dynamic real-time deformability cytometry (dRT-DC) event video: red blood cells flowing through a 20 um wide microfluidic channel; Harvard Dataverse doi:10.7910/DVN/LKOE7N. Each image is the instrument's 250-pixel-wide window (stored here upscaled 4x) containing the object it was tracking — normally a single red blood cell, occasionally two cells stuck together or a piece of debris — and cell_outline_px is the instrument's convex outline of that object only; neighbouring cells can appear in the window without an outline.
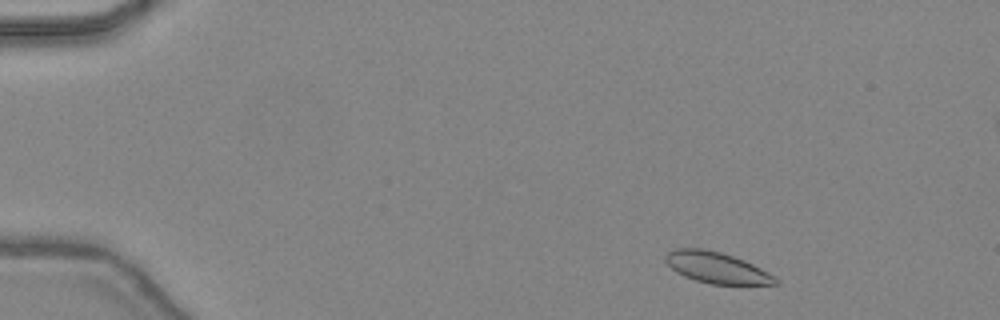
{"species": "common noctule bat (a hibernating species)", "species_latin": "Nyctalus noctula", "temperature_condition": "warm", "stored_images_in_passage": 44, "camera_frame_rate_fps": 3000, "um_per_image_px": 0.085, "animal": {"sex": "female", "body_mass_g": 24.6, "forearm_length_mm": 56.2}, "frame": {"image": 1, "passage_image": 3, "time_ms": 0.667, "image_size_px": [1000, 320], "cell_outline_px": [[780, 284], [712, 284], [696, 280], [684, 276], [676, 272], [664, 260], [664, 256], [668, 252], [676, 248], [704, 248], [720, 252], [744, 260], [776, 276], [780, 280]], "centroid_in_image_um": [60.92, 22.75], "position_along_channel_um": 24.1, "area_um2": 19.88}}
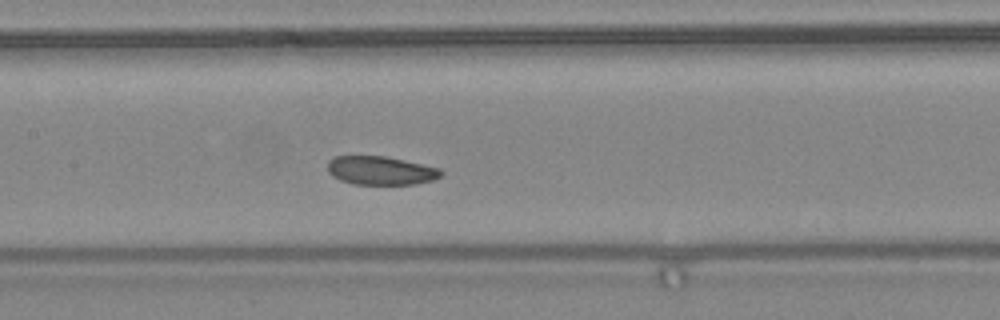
{"frame": {"image": 2, "passage_image": 20, "time_ms": 6.333, "image_size_px": [1000, 320], "cell_outline_px": [[444, 172], [440, 176], [432, 180], [412, 184], [352, 184], [340, 180], [332, 176], [328, 172], [328, 160], [336, 156], [384, 156], [404, 160], [440, 168]], "centroid_in_image_um": [32.34, 14.49], "position_along_channel_um": 175.1, "area_um2": 18.84}}
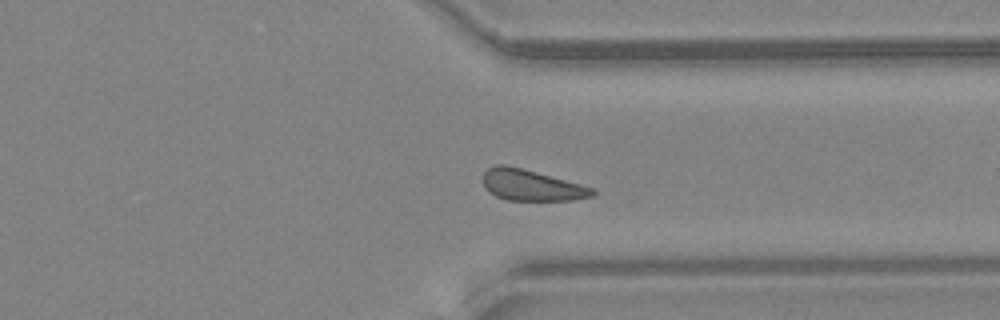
{"frame": {"image": 3, "passage_image": 33, "time_ms": 10.667, "image_size_px": [1000, 320], "cell_outline_px": [[596, 192], [592, 196], [572, 200], [508, 200], [496, 196], [488, 192], [484, 188], [480, 180], [484, 172], [488, 168], [496, 164], [504, 164], [536, 172], [580, 184], [592, 188]], "centroid_in_image_um": [45.08, 15.74], "position_along_channel_um": 366.3, "area_um2": 19.77}}